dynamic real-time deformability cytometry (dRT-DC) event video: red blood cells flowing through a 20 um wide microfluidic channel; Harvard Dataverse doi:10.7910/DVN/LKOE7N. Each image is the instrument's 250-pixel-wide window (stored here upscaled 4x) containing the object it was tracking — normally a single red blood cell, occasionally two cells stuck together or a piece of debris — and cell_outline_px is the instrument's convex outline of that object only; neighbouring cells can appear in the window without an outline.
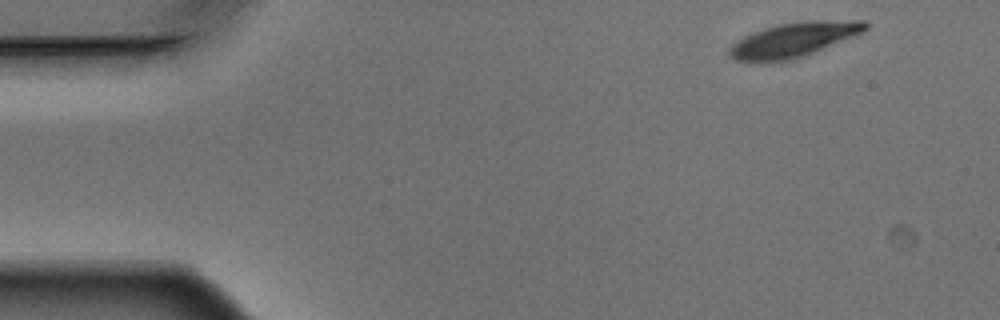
{"species": "Egyptian fruit bat (a non-hibernating species)", "species_latin": "Rousettus aegyptiacus", "temperature_condition": "warm", "stored_images_in_passage": 4, "camera_frame_rate_fps": 3000, "um_per_image_px": 0.085, "animal": {"sex": "male"}, "frame": {"image": 1, "passage_image": 1, "time_ms": 0.0, "image_size_px": [1000, 320], "cell_outline_px": [[868, 28], [852, 36], [804, 56], [792, 60], [736, 60], [728, 56], [728, 48], [736, 40], [744, 36], [764, 28], [776, 24], [804, 20], [868, 20]], "centroid_in_image_um": [67.46, 3.34], "position_along_channel_um": 17.5, "area_um2": 26.99}}
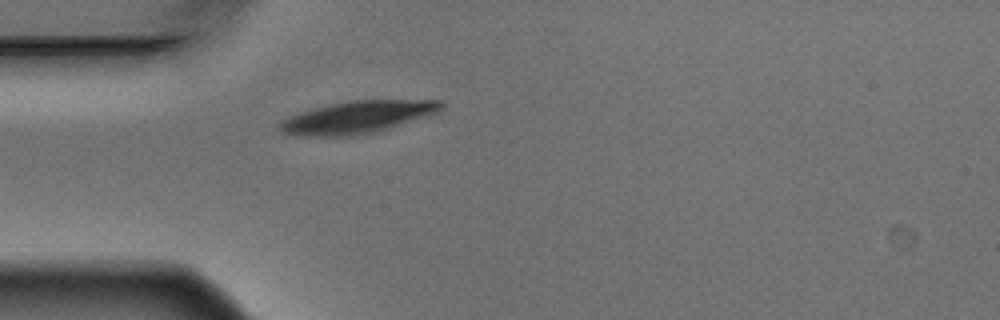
{"frame": {"image": 2, "passage_image": 4, "time_ms": 1.0, "image_size_px": [1000, 320], "cell_outline_px": [[444, 108], [436, 112], [388, 128], [372, 132], [348, 136], [300, 136], [284, 132], [276, 128], [280, 120], [288, 116], [300, 112], [328, 104], [352, 100], [444, 100]], "centroid_in_image_um": [30.32, 9.95], "position_along_channel_um": 54.7, "area_um2": 30.11}}